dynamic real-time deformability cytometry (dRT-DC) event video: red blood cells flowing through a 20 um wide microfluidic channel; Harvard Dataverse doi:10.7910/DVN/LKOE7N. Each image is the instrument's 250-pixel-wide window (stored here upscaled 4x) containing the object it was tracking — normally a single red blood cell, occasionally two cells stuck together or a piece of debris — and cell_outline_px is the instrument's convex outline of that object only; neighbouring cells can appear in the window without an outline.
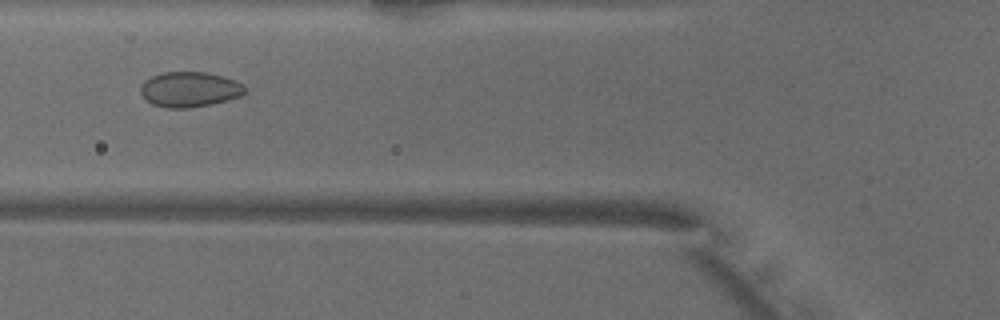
{"species": "common noctule bat (a hibernating species)", "species_latin": "Nyctalus noctula", "temperature_condition": "warm", "stored_images_in_passage": 36, "camera_frame_rate_fps": 3000, "um_per_image_px": 0.085, "animal": {"sex": "male", "body_mass_g": 18.8}, "frame": {"image": 1, "passage_image": 10, "time_ms": 3.0, "image_size_px": [1000, 320], "cell_outline_px": [[244, 92], [240, 96], [212, 104], [188, 108], [168, 108], [152, 104], [140, 92], [140, 88], [144, 80], [152, 76], [164, 72], [208, 72], [224, 76], [244, 84]], "centroid_in_image_um": [16.11, 7.59], "position_along_channel_um": 109.7, "area_um2": 21.33}}
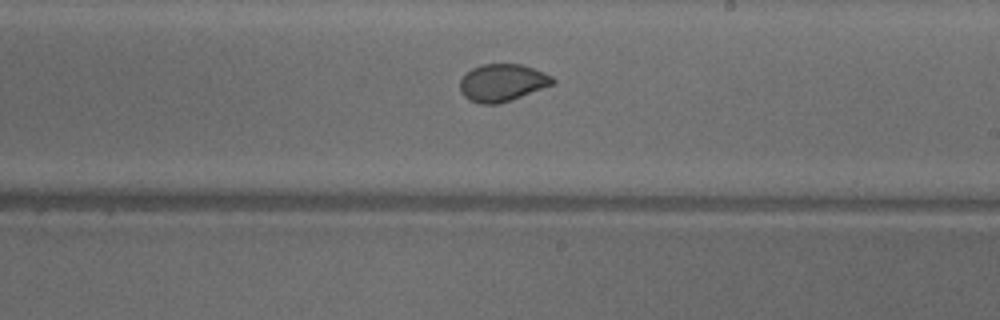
{"frame": {"image": 2, "passage_image": 20, "time_ms": 6.333, "image_size_px": [1000, 320], "cell_outline_px": [[556, 84], [512, 100], [496, 104], [480, 104], [468, 100], [460, 92], [460, 80], [472, 68], [480, 64], [520, 64], [544, 72], [552, 76], [556, 80]], "centroid_in_image_um": [42.72, 7.04], "position_along_channel_um": 246.3, "area_um2": 20.4}}
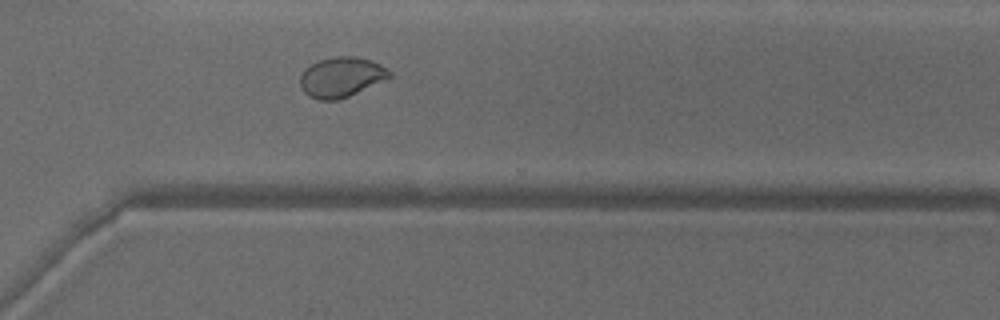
{"frame": {"image": 3, "passage_image": 27, "time_ms": 8.667, "image_size_px": [1000, 320], "cell_outline_px": [[392, 76], [388, 80], [340, 100], [316, 100], [308, 96], [300, 88], [300, 76], [304, 68], [320, 60], [336, 56], [356, 56], [372, 60], [380, 64], [392, 72]], "centroid_in_image_um": [29.03, 6.57], "position_along_channel_um": 341.6, "area_um2": 21.33}}